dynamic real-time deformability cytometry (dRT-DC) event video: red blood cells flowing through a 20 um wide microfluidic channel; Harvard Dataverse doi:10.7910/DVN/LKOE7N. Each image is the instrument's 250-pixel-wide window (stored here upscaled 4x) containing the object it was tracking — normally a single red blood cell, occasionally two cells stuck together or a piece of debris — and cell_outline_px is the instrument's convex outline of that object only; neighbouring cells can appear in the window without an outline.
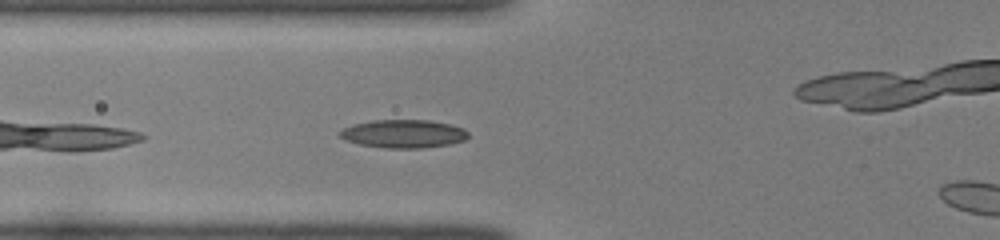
{"species": "common noctule bat (a hibernating species)", "species_latin": "Nyctalus noctula", "temperature_condition": "room temperature", "stored_images_in_passage": 30, "camera_frame_rate_fps": 3000, "um_per_image_px": 0.085, "animal": {"sex": "female", "body_mass_g": 22.0, "forearm_length_mm": 56.7}, "frame": {"image": 1, "passage_image": 4, "time_ms": 1.0, "image_size_px": [1000, 240], "cell_outline_px": [[468, 136], [464, 140], [448, 144], [420, 148], [388, 148], [360, 144], [348, 140], [340, 136], [340, 132], [344, 128], [356, 124], [372, 120], [428, 120], [452, 124], [464, 128], [468, 132]], "centroid_in_image_um": [34.35, 11.36], "position_along_channel_um": 91.4, "area_um2": 20.81}}
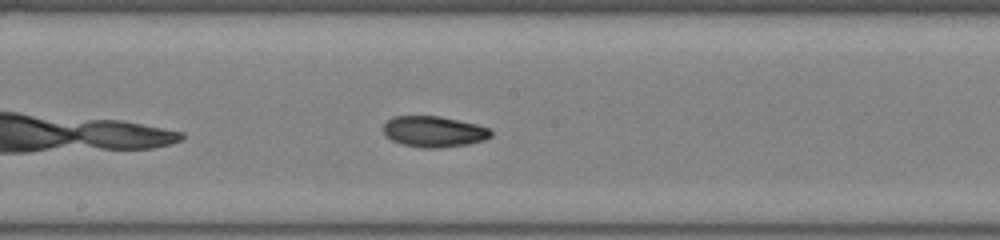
{"frame": {"image": 2, "passage_image": 13, "time_ms": 4.0, "image_size_px": [1000, 240], "cell_outline_px": [[492, 136], [484, 140], [468, 144], [436, 148], [424, 148], [400, 144], [392, 140], [384, 132], [384, 124], [392, 116], [440, 116], [476, 124], [488, 128], [492, 132]], "centroid_in_image_um": [36.88, 11.18], "position_along_channel_um": 211.3, "area_um2": 19.31}}
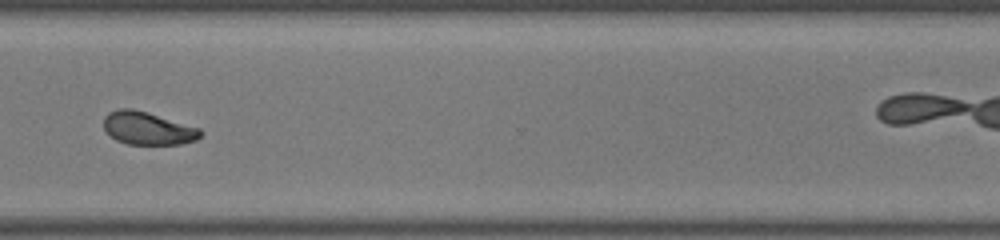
{"frame": {"image": 3, "passage_image": 24, "time_ms": 7.667, "image_size_px": [1000, 240], "cell_outline_px": [[204, 132], [196, 140], [180, 144], [128, 144], [116, 140], [104, 128], [104, 116], [108, 112], [120, 108], [132, 108], [148, 112], [200, 128]], "centroid_in_image_um": [12.57, 10.89], "position_along_channel_um": 358.0, "area_um2": 18.55}, "authors_computed_cell_mechanics": {"area_um2": 19.2474, "velocity_mm_per_s": 3.991, "shape_relaxation_time_tau1_ms": 3.6803, "shape_relaxation_time_tau2_ms": 3.8882, "deformation_change_tau1": 0.1193, "deformation_change_tau2": 0.0905}}